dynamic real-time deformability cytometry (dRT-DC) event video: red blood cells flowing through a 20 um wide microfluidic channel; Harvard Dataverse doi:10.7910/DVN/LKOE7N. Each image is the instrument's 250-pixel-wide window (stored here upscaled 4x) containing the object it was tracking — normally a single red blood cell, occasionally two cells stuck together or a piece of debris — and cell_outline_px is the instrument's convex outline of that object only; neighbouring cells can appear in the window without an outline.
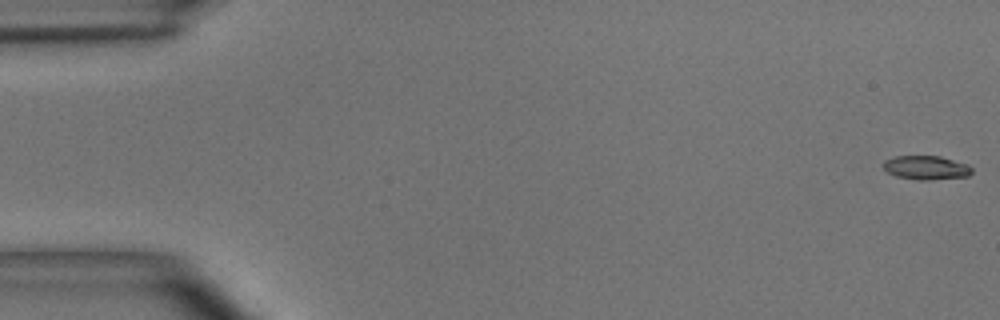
{"species": "common noctule bat (a hibernating species)", "species_latin": "Nyctalus noctula", "temperature_condition": "room temperature", "stored_images_in_passage": 49, "camera_frame_rate_fps": 3000, "um_per_image_px": 0.085, "animal": {"sex": "male", "body_mass_g": 15.6}, "frame": {"image": 1, "passage_image": 1, "time_ms": 0.0, "image_size_px": [1000, 320], "cell_outline_px": [[972, 172], [968, 176], [928, 180], [916, 180], [896, 176], [888, 172], [884, 168], [884, 160], [896, 156], [940, 156], [968, 164], [972, 168]], "centroid_in_image_um": [78.74, 14.25], "position_along_channel_um": 6.3, "area_um2": 12.31}}
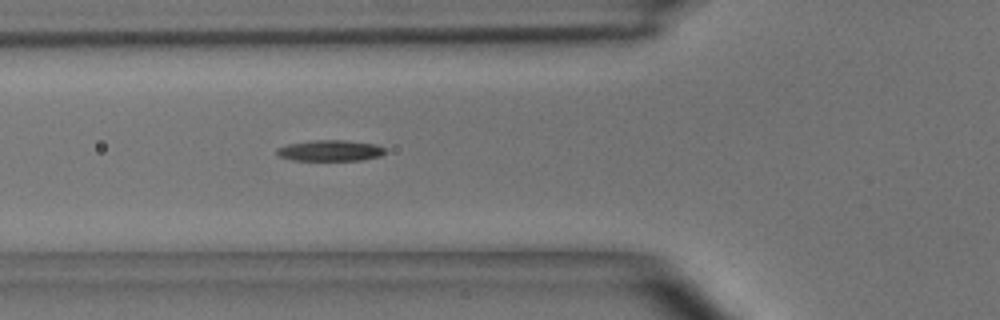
{"frame": {"image": 2, "passage_image": 18, "time_ms": 5.667, "image_size_px": [1000, 320], "cell_outline_px": [[388, 152], [380, 156], [364, 160], [292, 160], [280, 156], [276, 152], [276, 148], [288, 144], [312, 140], [348, 140], [376, 144], [384, 148]], "centroid_in_image_um": [28.11, 12.79], "position_along_channel_um": 97.7, "area_um2": 13.35}}
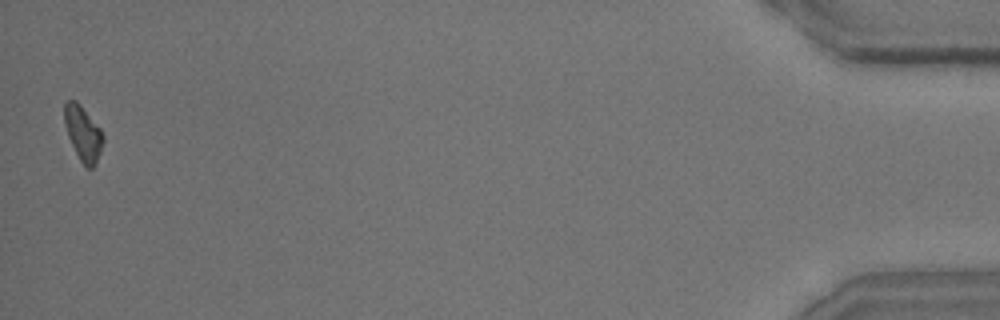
{"frame": {"image": 3, "passage_image": 49, "time_ms": 16.0, "image_size_px": [1000, 320], "cell_outline_px": [[104, 140], [100, 152], [92, 168], [88, 168], [80, 160], [68, 136], [64, 124], [64, 104], [68, 100], [76, 100], [80, 104], [100, 128], [104, 136]], "centroid_in_image_um": [7.05, 11.29], "position_along_channel_um": 428.2, "area_um2": 12.14}, "authors_computed_cell_mechanics": {"area_um2": 12.6582, "velocity_mm_per_s": 4.067, "shape_relaxation_time_tau1_ms": 5.7736, "shape_relaxation_time_tau2_ms": null, "deformation_change_tau1": 0.1543, "deformation_change_tau2": null}}